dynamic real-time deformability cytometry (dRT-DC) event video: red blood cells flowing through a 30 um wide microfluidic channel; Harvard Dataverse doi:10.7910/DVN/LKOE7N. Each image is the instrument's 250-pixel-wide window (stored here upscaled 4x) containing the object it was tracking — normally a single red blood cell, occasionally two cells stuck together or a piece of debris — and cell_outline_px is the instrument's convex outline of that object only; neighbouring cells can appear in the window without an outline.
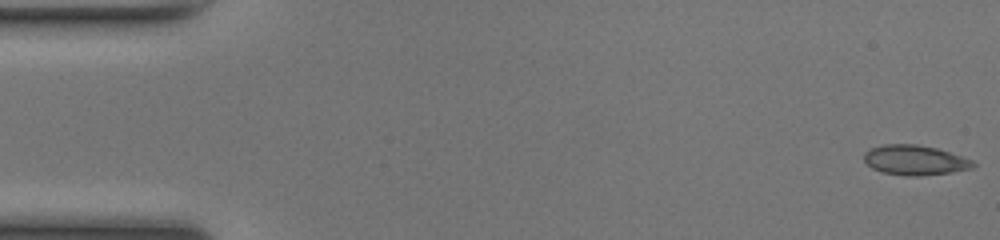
{"species": "common noctule bat (a hibernating species)", "species_latin": "Nyctalus noctula", "temperature_condition": "room temperature", "stored_images_in_passage": 50, "camera_frame_rate_fps": 3000, "um_per_image_px": 0.085, "animal": {"sex": "female", "body_mass_g": 17.0, "forearm_length_mm": 48.0}, "frame": {"image": 1, "passage_image": 1, "time_ms": 0.0, "image_size_px": [1000, 240], "cell_outline_px": [[976, 164], [972, 168], [952, 172], [920, 176], [904, 176], [880, 172], [872, 168], [864, 160], [864, 152], [872, 148], [884, 144], [916, 144], [936, 148], [972, 160]], "centroid_in_image_um": [77.74, 13.62], "position_along_channel_um": 7.3, "area_um2": 18.96}}
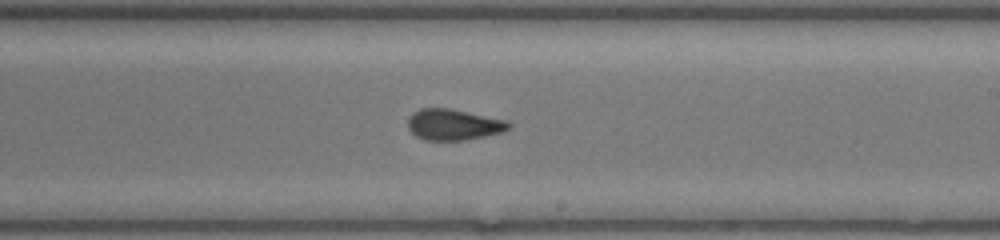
{"frame": {"image": 2, "passage_image": 29, "time_ms": 9.333, "image_size_px": [1000, 240], "cell_outline_px": [[512, 124], [504, 132], [464, 140], [424, 140], [416, 136], [408, 128], [408, 116], [412, 112], [420, 108], [448, 108], [508, 120]], "centroid_in_image_um": [38.54, 10.58], "position_along_channel_um": 250.5, "area_um2": 18.32}}
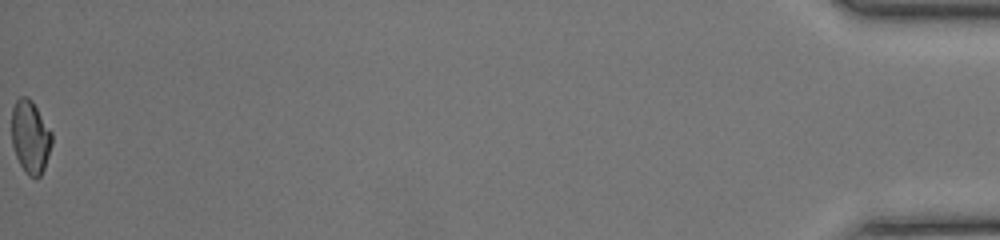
{"frame": {"image": 3, "passage_image": 50, "time_ms": 16.333, "image_size_px": [1000, 240], "cell_outline_px": [[52, 144], [44, 168], [40, 176], [36, 180], [28, 176], [24, 172], [16, 156], [12, 144], [12, 108], [16, 100], [20, 96], [28, 96], [32, 100], [52, 132]], "centroid_in_image_um": [2.58, 11.65], "position_along_channel_um": 432.6, "area_um2": 17.28}, "authors_computed_cell_mechanics": {"area_um2": 18.3226, "velocity_mm_per_s": 4.1856, "shape_relaxation_time_tau1_ms": 8.0515, "shape_relaxation_time_tau2_ms": 1.2092, "deformation_change_tau1": 0.1796, "deformation_change_tau2": 0.0547}}